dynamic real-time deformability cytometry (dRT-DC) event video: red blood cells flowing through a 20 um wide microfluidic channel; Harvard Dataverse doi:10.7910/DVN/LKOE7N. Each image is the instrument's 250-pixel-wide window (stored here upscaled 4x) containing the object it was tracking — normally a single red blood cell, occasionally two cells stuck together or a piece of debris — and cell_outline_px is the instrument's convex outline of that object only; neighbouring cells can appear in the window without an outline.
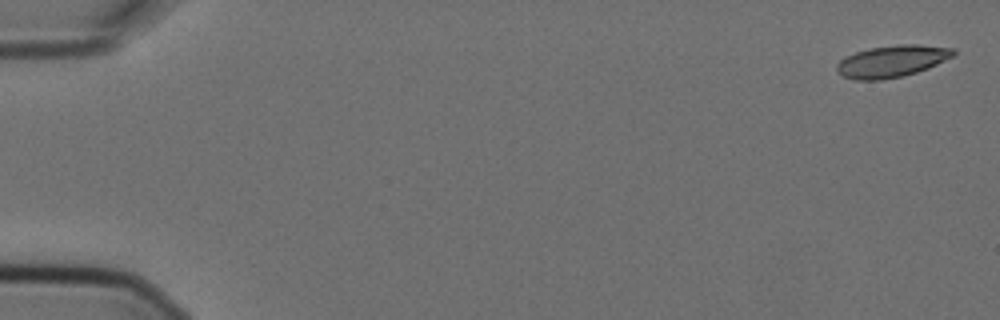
{"species": "Egyptian fruit bat (a non-hibernating species)", "species_latin": "Rousettus aegyptiacus", "temperature_condition": "cold", "stored_images_in_passage": 6, "camera_frame_rate_fps": 3000, "um_per_image_px": 0.085, "animal": {"sex": "female"}, "frame": {"image": 1, "passage_image": 1, "time_ms": 0.0, "image_size_px": [1000, 320], "cell_outline_px": [[956, 52], [952, 56], [928, 68], [916, 72], [900, 76], [880, 80], [856, 80], [844, 76], [836, 72], [836, 64], [844, 56], [856, 52], [872, 48], [900, 44], [916, 44], [956, 48]], "centroid_in_image_um": [75.79, 5.2], "position_along_channel_um": 9.2, "area_um2": 21.5}}
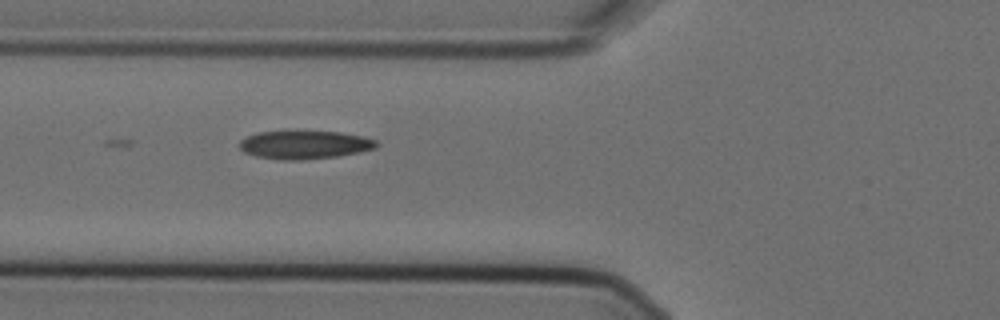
{"frame": {"image": 2, "passage_image": 6, "time_ms": 1.667, "image_size_px": [1000, 320], "cell_outline_px": [[376, 148], [360, 152], [340, 156], [300, 160], [280, 160], [256, 156], [244, 152], [240, 148], [240, 140], [256, 132], [288, 128], [340, 132], [364, 136], [376, 140]], "centroid_in_image_um": [25.86, 12.26], "position_along_channel_um": 99.9, "area_um2": 23.64}}